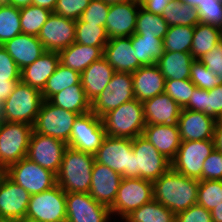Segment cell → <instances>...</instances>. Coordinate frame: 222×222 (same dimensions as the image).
<instances>
[{
  "label": "cell",
  "mask_w": 222,
  "mask_h": 222,
  "mask_svg": "<svg viewBox=\"0 0 222 222\" xmlns=\"http://www.w3.org/2000/svg\"><path fill=\"white\" fill-rule=\"evenodd\" d=\"M153 199L175 215L197 204L199 180L188 178L170 168L153 181Z\"/></svg>",
  "instance_id": "6da1fadb"
},
{
  "label": "cell",
  "mask_w": 222,
  "mask_h": 222,
  "mask_svg": "<svg viewBox=\"0 0 222 222\" xmlns=\"http://www.w3.org/2000/svg\"><path fill=\"white\" fill-rule=\"evenodd\" d=\"M94 162V155L67 147L56 174L57 185L66 193H89Z\"/></svg>",
  "instance_id": "7a4b0ae2"
},
{
  "label": "cell",
  "mask_w": 222,
  "mask_h": 222,
  "mask_svg": "<svg viewBox=\"0 0 222 222\" xmlns=\"http://www.w3.org/2000/svg\"><path fill=\"white\" fill-rule=\"evenodd\" d=\"M105 135L133 139L142 135L146 126L143 102L136 98L121 104L102 117Z\"/></svg>",
  "instance_id": "3957f363"
},
{
  "label": "cell",
  "mask_w": 222,
  "mask_h": 222,
  "mask_svg": "<svg viewBox=\"0 0 222 222\" xmlns=\"http://www.w3.org/2000/svg\"><path fill=\"white\" fill-rule=\"evenodd\" d=\"M44 99L41 91L21 81L0 105V116L5 122L34 125Z\"/></svg>",
  "instance_id": "277c9868"
},
{
  "label": "cell",
  "mask_w": 222,
  "mask_h": 222,
  "mask_svg": "<svg viewBox=\"0 0 222 222\" xmlns=\"http://www.w3.org/2000/svg\"><path fill=\"white\" fill-rule=\"evenodd\" d=\"M153 199L152 181L142 178H122L116 199L110 207V213L123 221L134 210ZM118 216V217H115Z\"/></svg>",
  "instance_id": "5b68a950"
},
{
  "label": "cell",
  "mask_w": 222,
  "mask_h": 222,
  "mask_svg": "<svg viewBox=\"0 0 222 222\" xmlns=\"http://www.w3.org/2000/svg\"><path fill=\"white\" fill-rule=\"evenodd\" d=\"M94 158L95 162L111 168L123 178H134L132 139L105 136Z\"/></svg>",
  "instance_id": "8992f818"
},
{
  "label": "cell",
  "mask_w": 222,
  "mask_h": 222,
  "mask_svg": "<svg viewBox=\"0 0 222 222\" xmlns=\"http://www.w3.org/2000/svg\"><path fill=\"white\" fill-rule=\"evenodd\" d=\"M33 126L26 123L5 122L0 129V167L7 169L27 157Z\"/></svg>",
  "instance_id": "52a82bcc"
},
{
  "label": "cell",
  "mask_w": 222,
  "mask_h": 222,
  "mask_svg": "<svg viewBox=\"0 0 222 222\" xmlns=\"http://www.w3.org/2000/svg\"><path fill=\"white\" fill-rule=\"evenodd\" d=\"M5 175L31 195L50 190L57 185L55 173L27 157L8 167Z\"/></svg>",
  "instance_id": "ba28073f"
},
{
  "label": "cell",
  "mask_w": 222,
  "mask_h": 222,
  "mask_svg": "<svg viewBox=\"0 0 222 222\" xmlns=\"http://www.w3.org/2000/svg\"><path fill=\"white\" fill-rule=\"evenodd\" d=\"M77 117V113L64 110L44 100L33 125V131L68 144Z\"/></svg>",
  "instance_id": "9c48e42d"
},
{
  "label": "cell",
  "mask_w": 222,
  "mask_h": 222,
  "mask_svg": "<svg viewBox=\"0 0 222 222\" xmlns=\"http://www.w3.org/2000/svg\"><path fill=\"white\" fill-rule=\"evenodd\" d=\"M66 217V192L59 185L31 195L26 218L39 222H66Z\"/></svg>",
  "instance_id": "30bf717a"
},
{
  "label": "cell",
  "mask_w": 222,
  "mask_h": 222,
  "mask_svg": "<svg viewBox=\"0 0 222 222\" xmlns=\"http://www.w3.org/2000/svg\"><path fill=\"white\" fill-rule=\"evenodd\" d=\"M132 149L134 151V178L153 182L171 168V162L142 135L132 139Z\"/></svg>",
  "instance_id": "8fae6325"
},
{
  "label": "cell",
  "mask_w": 222,
  "mask_h": 222,
  "mask_svg": "<svg viewBox=\"0 0 222 222\" xmlns=\"http://www.w3.org/2000/svg\"><path fill=\"white\" fill-rule=\"evenodd\" d=\"M214 149L213 140L182 141L171 168L188 178L202 180L203 163Z\"/></svg>",
  "instance_id": "7c38bea8"
},
{
  "label": "cell",
  "mask_w": 222,
  "mask_h": 222,
  "mask_svg": "<svg viewBox=\"0 0 222 222\" xmlns=\"http://www.w3.org/2000/svg\"><path fill=\"white\" fill-rule=\"evenodd\" d=\"M105 136L102 119L90 111L75 119L67 146L94 155Z\"/></svg>",
  "instance_id": "4fadbf2b"
},
{
  "label": "cell",
  "mask_w": 222,
  "mask_h": 222,
  "mask_svg": "<svg viewBox=\"0 0 222 222\" xmlns=\"http://www.w3.org/2000/svg\"><path fill=\"white\" fill-rule=\"evenodd\" d=\"M132 99H135V96L131 73L114 72L109 84L91 103V111L101 118L104 114Z\"/></svg>",
  "instance_id": "5bb4252c"
},
{
  "label": "cell",
  "mask_w": 222,
  "mask_h": 222,
  "mask_svg": "<svg viewBox=\"0 0 222 222\" xmlns=\"http://www.w3.org/2000/svg\"><path fill=\"white\" fill-rule=\"evenodd\" d=\"M67 147L61 140L32 131L27 158L57 174Z\"/></svg>",
  "instance_id": "9a60e30c"
},
{
  "label": "cell",
  "mask_w": 222,
  "mask_h": 222,
  "mask_svg": "<svg viewBox=\"0 0 222 222\" xmlns=\"http://www.w3.org/2000/svg\"><path fill=\"white\" fill-rule=\"evenodd\" d=\"M66 222H112L110 208L89 193H66Z\"/></svg>",
  "instance_id": "2e32d148"
},
{
  "label": "cell",
  "mask_w": 222,
  "mask_h": 222,
  "mask_svg": "<svg viewBox=\"0 0 222 222\" xmlns=\"http://www.w3.org/2000/svg\"><path fill=\"white\" fill-rule=\"evenodd\" d=\"M76 20L51 13L42 26L38 39L46 51H57L67 48L75 42Z\"/></svg>",
  "instance_id": "e0dca14e"
},
{
  "label": "cell",
  "mask_w": 222,
  "mask_h": 222,
  "mask_svg": "<svg viewBox=\"0 0 222 222\" xmlns=\"http://www.w3.org/2000/svg\"><path fill=\"white\" fill-rule=\"evenodd\" d=\"M30 197V193L5 175L0 182V220L24 219Z\"/></svg>",
  "instance_id": "ac0fdd59"
},
{
  "label": "cell",
  "mask_w": 222,
  "mask_h": 222,
  "mask_svg": "<svg viewBox=\"0 0 222 222\" xmlns=\"http://www.w3.org/2000/svg\"><path fill=\"white\" fill-rule=\"evenodd\" d=\"M122 176L111 168L94 162L89 194L97 202L111 207L116 199Z\"/></svg>",
  "instance_id": "d6986e66"
},
{
  "label": "cell",
  "mask_w": 222,
  "mask_h": 222,
  "mask_svg": "<svg viewBox=\"0 0 222 222\" xmlns=\"http://www.w3.org/2000/svg\"><path fill=\"white\" fill-rule=\"evenodd\" d=\"M140 6L134 0L110 5L105 23L109 39L130 37L134 34Z\"/></svg>",
  "instance_id": "ffe728a7"
},
{
  "label": "cell",
  "mask_w": 222,
  "mask_h": 222,
  "mask_svg": "<svg viewBox=\"0 0 222 222\" xmlns=\"http://www.w3.org/2000/svg\"><path fill=\"white\" fill-rule=\"evenodd\" d=\"M217 120L203 112L182 108L178 129L182 141L213 140Z\"/></svg>",
  "instance_id": "44dd1931"
},
{
  "label": "cell",
  "mask_w": 222,
  "mask_h": 222,
  "mask_svg": "<svg viewBox=\"0 0 222 222\" xmlns=\"http://www.w3.org/2000/svg\"><path fill=\"white\" fill-rule=\"evenodd\" d=\"M103 57L115 72L133 73L142 66L136 59L130 37L109 39L104 47Z\"/></svg>",
  "instance_id": "7402d4cb"
},
{
  "label": "cell",
  "mask_w": 222,
  "mask_h": 222,
  "mask_svg": "<svg viewBox=\"0 0 222 222\" xmlns=\"http://www.w3.org/2000/svg\"><path fill=\"white\" fill-rule=\"evenodd\" d=\"M146 124L178 126L182 108L169 97L161 93L143 102Z\"/></svg>",
  "instance_id": "603a6c76"
},
{
  "label": "cell",
  "mask_w": 222,
  "mask_h": 222,
  "mask_svg": "<svg viewBox=\"0 0 222 222\" xmlns=\"http://www.w3.org/2000/svg\"><path fill=\"white\" fill-rule=\"evenodd\" d=\"M135 98L144 102L165 91V78L157 64L141 66L131 73Z\"/></svg>",
  "instance_id": "cb8c5ba5"
},
{
  "label": "cell",
  "mask_w": 222,
  "mask_h": 222,
  "mask_svg": "<svg viewBox=\"0 0 222 222\" xmlns=\"http://www.w3.org/2000/svg\"><path fill=\"white\" fill-rule=\"evenodd\" d=\"M2 47L13 58L20 70L32 64L46 52L38 36L24 33L16 35L5 42Z\"/></svg>",
  "instance_id": "d4e9b609"
},
{
  "label": "cell",
  "mask_w": 222,
  "mask_h": 222,
  "mask_svg": "<svg viewBox=\"0 0 222 222\" xmlns=\"http://www.w3.org/2000/svg\"><path fill=\"white\" fill-rule=\"evenodd\" d=\"M142 136L170 162H172L181 145L178 126L146 124Z\"/></svg>",
  "instance_id": "484cf974"
},
{
  "label": "cell",
  "mask_w": 222,
  "mask_h": 222,
  "mask_svg": "<svg viewBox=\"0 0 222 222\" xmlns=\"http://www.w3.org/2000/svg\"><path fill=\"white\" fill-rule=\"evenodd\" d=\"M60 63L57 51H46L32 64L21 69L20 81L42 91L47 79L55 72Z\"/></svg>",
  "instance_id": "4316f807"
},
{
  "label": "cell",
  "mask_w": 222,
  "mask_h": 222,
  "mask_svg": "<svg viewBox=\"0 0 222 222\" xmlns=\"http://www.w3.org/2000/svg\"><path fill=\"white\" fill-rule=\"evenodd\" d=\"M113 67L104 57L91 63L81 73V84L87 99L92 103L109 84L114 75Z\"/></svg>",
  "instance_id": "83f0119b"
},
{
  "label": "cell",
  "mask_w": 222,
  "mask_h": 222,
  "mask_svg": "<svg viewBox=\"0 0 222 222\" xmlns=\"http://www.w3.org/2000/svg\"><path fill=\"white\" fill-rule=\"evenodd\" d=\"M58 53L61 64L81 74L91 63L103 57L104 47L86 46L74 42Z\"/></svg>",
  "instance_id": "f1b7e54d"
},
{
  "label": "cell",
  "mask_w": 222,
  "mask_h": 222,
  "mask_svg": "<svg viewBox=\"0 0 222 222\" xmlns=\"http://www.w3.org/2000/svg\"><path fill=\"white\" fill-rule=\"evenodd\" d=\"M195 59L191 53L164 51L157 65L165 80L190 79L191 65Z\"/></svg>",
  "instance_id": "f546056e"
},
{
  "label": "cell",
  "mask_w": 222,
  "mask_h": 222,
  "mask_svg": "<svg viewBox=\"0 0 222 222\" xmlns=\"http://www.w3.org/2000/svg\"><path fill=\"white\" fill-rule=\"evenodd\" d=\"M48 101L57 107L78 115L91 111V102L85 95L81 81L53 95Z\"/></svg>",
  "instance_id": "4dcf8cb0"
},
{
  "label": "cell",
  "mask_w": 222,
  "mask_h": 222,
  "mask_svg": "<svg viewBox=\"0 0 222 222\" xmlns=\"http://www.w3.org/2000/svg\"><path fill=\"white\" fill-rule=\"evenodd\" d=\"M131 44L136 53V59L142 66L157 64L164 54L163 40L156 37L130 36Z\"/></svg>",
  "instance_id": "1f68e13d"
},
{
  "label": "cell",
  "mask_w": 222,
  "mask_h": 222,
  "mask_svg": "<svg viewBox=\"0 0 222 222\" xmlns=\"http://www.w3.org/2000/svg\"><path fill=\"white\" fill-rule=\"evenodd\" d=\"M221 40L222 31L220 28L200 22L194 26L190 53L195 60H198L215 47V45Z\"/></svg>",
  "instance_id": "d6a6232c"
},
{
  "label": "cell",
  "mask_w": 222,
  "mask_h": 222,
  "mask_svg": "<svg viewBox=\"0 0 222 222\" xmlns=\"http://www.w3.org/2000/svg\"><path fill=\"white\" fill-rule=\"evenodd\" d=\"M161 16L168 26H196L200 23L197 9L181 0H171Z\"/></svg>",
  "instance_id": "836d02e7"
},
{
  "label": "cell",
  "mask_w": 222,
  "mask_h": 222,
  "mask_svg": "<svg viewBox=\"0 0 222 222\" xmlns=\"http://www.w3.org/2000/svg\"><path fill=\"white\" fill-rule=\"evenodd\" d=\"M122 222H176V215L152 199L129 214Z\"/></svg>",
  "instance_id": "e575fe53"
},
{
  "label": "cell",
  "mask_w": 222,
  "mask_h": 222,
  "mask_svg": "<svg viewBox=\"0 0 222 222\" xmlns=\"http://www.w3.org/2000/svg\"><path fill=\"white\" fill-rule=\"evenodd\" d=\"M81 74L59 63L55 72L47 79L44 89L41 91L44 100H49L53 95L67 87L78 84Z\"/></svg>",
  "instance_id": "d590c367"
},
{
  "label": "cell",
  "mask_w": 222,
  "mask_h": 222,
  "mask_svg": "<svg viewBox=\"0 0 222 222\" xmlns=\"http://www.w3.org/2000/svg\"><path fill=\"white\" fill-rule=\"evenodd\" d=\"M167 29V22L161 15L148 12L140 6L137 14L135 34L156 37L163 40Z\"/></svg>",
  "instance_id": "8d00e7d4"
},
{
  "label": "cell",
  "mask_w": 222,
  "mask_h": 222,
  "mask_svg": "<svg viewBox=\"0 0 222 222\" xmlns=\"http://www.w3.org/2000/svg\"><path fill=\"white\" fill-rule=\"evenodd\" d=\"M194 26H168L163 38L164 51L190 53Z\"/></svg>",
  "instance_id": "74e56055"
},
{
  "label": "cell",
  "mask_w": 222,
  "mask_h": 222,
  "mask_svg": "<svg viewBox=\"0 0 222 222\" xmlns=\"http://www.w3.org/2000/svg\"><path fill=\"white\" fill-rule=\"evenodd\" d=\"M21 33L20 8L8 3L0 5V45Z\"/></svg>",
  "instance_id": "f35d334b"
},
{
  "label": "cell",
  "mask_w": 222,
  "mask_h": 222,
  "mask_svg": "<svg viewBox=\"0 0 222 222\" xmlns=\"http://www.w3.org/2000/svg\"><path fill=\"white\" fill-rule=\"evenodd\" d=\"M51 13L50 10L32 4L20 8L22 33L38 36Z\"/></svg>",
  "instance_id": "ab89813d"
},
{
  "label": "cell",
  "mask_w": 222,
  "mask_h": 222,
  "mask_svg": "<svg viewBox=\"0 0 222 222\" xmlns=\"http://www.w3.org/2000/svg\"><path fill=\"white\" fill-rule=\"evenodd\" d=\"M109 37L104 26L76 22L75 42L86 46L105 47Z\"/></svg>",
  "instance_id": "60d3db41"
},
{
  "label": "cell",
  "mask_w": 222,
  "mask_h": 222,
  "mask_svg": "<svg viewBox=\"0 0 222 222\" xmlns=\"http://www.w3.org/2000/svg\"><path fill=\"white\" fill-rule=\"evenodd\" d=\"M222 202V180H199L197 204L208 211Z\"/></svg>",
  "instance_id": "b9f144b4"
},
{
  "label": "cell",
  "mask_w": 222,
  "mask_h": 222,
  "mask_svg": "<svg viewBox=\"0 0 222 222\" xmlns=\"http://www.w3.org/2000/svg\"><path fill=\"white\" fill-rule=\"evenodd\" d=\"M190 80L196 87L205 90L222 85V81L216 77V74L199 60H194L191 65Z\"/></svg>",
  "instance_id": "7bdbcfd3"
},
{
  "label": "cell",
  "mask_w": 222,
  "mask_h": 222,
  "mask_svg": "<svg viewBox=\"0 0 222 222\" xmlns=\"http://www.w3.org/2000/svg\"><path fill=\"white\" fill-rule=\"evenodd\" d=\"M196 86L190 79L165 80V93L169 95L181 108L188 102Z\"/></svg>",
  "instance_id": "ee69618b"
},
{
  "label": "cell",
  "mask_w": 222,
  "mask_h": 222,
  "mask_svg": "<svg viewBox=\"0 0 222 222\" xmlns=\"http://www.w3.org/2000/svg\"><path fill=\"white\" fill-rule=\"evenodd\" d=\"M109 9L110 5L103 0H91L89 6L84 10L76 22H86L105 27Z\"/></svg>",
  "instance_id": "f6af8a7d"
},
{
  "label": "cell",
  "mask_w": 222,
  "mask_h": 222,
  "mask_svg": "<svg viewBox=\"0 0 222 222\" xmlns=\"http://www.w3.org/2000/svg\"><path fill=\"white\" fill-rule=\"evenodd\" d=\"M90 2L91 0H58L53 12L62 17L78 20Z\"/></svg>",
  "instance_id": "bcb514c9"
},
{
  "label": "cell",
  "mask_w": 222,
  "mask_h": 222,
  "mask_svg": "<svg viewBox=\"0 0 222 222\" xmlns=\"http://www.w3.org/2000/svg\"><path fill=\"white\" fill-rule=\"evenodd\" d=\"M202 180H222V152L215 150L205 159Z\"/></svg>",
  "instance_id": "7dc6e473"
},
{
  "label": "cell",
  "mask_w": 222,
  "mask_h": 222,
  "mask_svg": "<svg viewBox=\"0 0 222 222\" xmlns=\"http://www.w3.org/2000/svg\"><path fill=\"white\" fill-rule=\"evenodd\" d=\"M198 60L213 71L216 77L222 81V40Z\"/></svg>",
  "instance_id": "c3c4849f"
},
{
  "label": "cell",
  "mask_w": 222,
  "mask_h": 222,
  "mask_svg": "<svg viewBox=\"0 0 222 222\" xmlns=\"http://www.w3.org/2000/svg\"><path fill=\"white\" fill-rule=\"evenodd\" d=\"M205 115L219 121L222 116V85L207 90Z\"/></svg>",
  "instance_id": "681fc988"
},
{
  "label": "cell",
  "mask_w": 222,
  "mask_h": 222,
  "mask_svg": "<svg viewBox=\"0 0 222 222\" xmlns=\"http://www.w3.org/2000/svg\"><path fill=\"white\" fill-rule=\"evenodd\" d=\"M21 70L8 54V52L0 45V79L20 80Z\"/></svg>",
  "instance_id": "f907efd6"
},
{
  "label": "cell",
  "mask_w": 222,
  "mask_h": 222,
  "mask_svg": "<svg viewBox=\"0 0 222 222\" xmlns=\"http://www.w3.org/2000/svg\"><path fill=\"white\" fill-rule=\"evenodd\" d=\"M176 222H213L211 212L195 204L176 214Z\"/></svg>",
  "instance_id": "816d5d0a"
},
{
  "label": "cell",
  "mask_w": 222,
  "mask_h": 222,
  "mask_svg": "<svg viewBox=\"0 0 222 222\" xmlns=\"http://www.w3.org/2000/svg\"><path fill=\"white\" fill-rule=\"evenodd\" d=\"M196 9L201 23L222 29V5L198 6Z\"/></svg>",
  "instance_id": "f5cc1de1"
},
{
  "label": "cell",
  "mask_w": 222,
  "mask_h": 222,
  "mask_svg": "<svg viewBox=\"0 0 222 222\" xmlns=\"http://www.w3.org/2000/svg\"><path fill=\"white\" fill-rule=\"evenodd\" d=\"M207 90L196 87L184 109L204 112L206 110Z\"/></svg>",
  "instance_id": "db71d44e"
},
{
  "label": "cell",
  "mask_w": 222,
  "mask_h": 222,
  "mask_svg": "<svg viewBox=\"0 0 222 222\" xmlns=\"http://www.w3.org/2000/svg\"><path fill=\"white\" fill-rule=\"evenodd\" d=\"M171 0H146L141 7L148 12L156 15H162L163 10Z\"/></svg>",
  "instance_id": "11a10c76"
},
{
  "label": "cell",
  "mask_w": 222,
  "mask_h": 222,
  "mask_svg": "<svg viewBox=\"0 0 222 222\" xmlns=\"http://www.w3.org/2000/svg\"><path fill=\"white\" fill-rule=\"evenodd\" d=\"M20 80L0 79V105L14 91L15 86Z\"/></svg>",
  "instance_id": "9f6ffc18"
},
{
  "label": "cell",
  "mask_w": 222,
  "mask_h": 222,
  "mask_svg": "<svg viewBox=\"0 0 222 222\" xmlns=\"http://www.w3.org/2000/svg\"><path fill=\"white\" fill-rule=\"evenodd\" d=\"M215 150L222 152V120L217 121L213 135Z\"/></svg>",
  "instance_id": "6f0895ef"
},
{
  "label": "cell",
  "mask_w": 222,
  "mask_h": 222,
  "mask_svg": "<svg viewBox=\"0 0 222 222\" xmlns=\"http://www.w3.org/2000/svg\"><path fill=\"white\" fill-rule=\"evenodd\" d=\"M192 7L209 6V5H222V0H181Z\"/></svg>",
  "instance_id": "680465c9"
},
{
  "label": "cell",
  "mask_w": 222,
  "mask_h": 222,
  "mask_svg": "<svg viewBox=\"0 0 222 222\" xmlns=\"http://www.w3.org/2000/svg\"><path fill=\"white\" fill-rule=\"evenodd\" d=\"M57 1L58 0H31V4L53 12Z\"/></svg>",
  "instance_id": "91938a15"
},
{
  "label": "cell",
  "mask_w": 222,
  "mask_h": 222,
  "mask_svg": "<svg viewBox=\"0 0 222 222\" xmlns=\"http://www.w3.org/2000/svg\"><path fill=\"white\" fill-rule=\"evenodd\" d=\"M210 212L213 222H222V202L216 205Z\"/></svg>",
  "instance_id": "94428289"
},
{
  "label": "cell",
  "mask_w": 222,
  "mask_h": 222,
  "mask_svg": "<svg viewBox=\"0 0 222 222\" xmlns=\"http://www.w3.org/2000/svg\"><path fill=\"white\" fill-rule=\"evenodd\" d=\"M17 8H23L31 4V0H8L7 2Z\"/></svg>",
  "instance_id": "6125c7cd"
},
{
  "label": "cell",
  "mask_w": 222,
  "mask_h": 222,
  "mask_svg": "<svg viewBox=\"0 0 222 222\" xmlns=\"http://www.w3.org/2000/svg\"><path fill=\"white\" fill-rule=\"evenodd\" d=\"M103 1L109 5H113V4H118V3H124L130 0H103Z\"/></svg>",
  "instance_id": "be15d7a7"
},
{
  "label": "cell",
  "mask_w": 222,
  "mask_h": 222,
  "mask_svg": "<svg viewBox=\"0 0 222 222\" xmlns=\"http://www.w3.org/2000/svg\"><path fill=\"white\" fill-rule=\"evenodd\" d=\"M5 176V169H3L2 167H0V182L2 180V178Z\"/></svg>",
  "instance_id": "e7e4bbea"
},
{
  "label": "cell",
  "mask_w": 222,
  "mask_h": 222,
  "mask_svg": "<svg viewBox=\"0 0 222 222\" xmlns=\"http://www.w3.org/2000/svg\"><path fill=\"white\" fill-rule=\"evenodd\" d=\"M18 222H39V221H35V220H32V219H29V218H24L22 220H19Z\"/></svg>",
  "instance_id": "03108f58"
},
{
  "label": "cell",
  "mask_w": 222,
  "mask_h": 222,
  "mask_svg": "<svg viewBox=\"0 0 222 222\" xmlns=\"http://www.w3.org/2000/svg\"><path fill=\"white\" fill-rule=\"evenodd\" d=\"M137 4H142L143 2H145L146 0H134Z\"/></svg>",
  "instance_id": "003e7915"
},
{
  "label": "cell",
  "mask_w": 222,
  "mask_h": 222,
  "mask_svg": "<svg viewBox=\"0 0 222 222\" xmlns=\"http://www.w3.org/2000/svg\"><path fill=\"white\" fill-rule=\"evenodd\" d=\"M0 222H18L16 220H0Z\"/></svg>",
  "instance_id": "a7ac6f4b"
},
{
  "label": "cell",
  "mask_w": 222,
  "mask_h": 222,
  "mask_svg": "<svg viewBox=\"0 0 222 222\" xmlns=\"http://www.w3.org/2000/svg\"><path fill=\"white\" fill-rule=\"evenodd\" d=\"M7 2H8V0H0V5L7 3Z\"/></svg>",
  "instance_id": "89a4df30"
},
{
  "label": "cell",
  "mask_w": 222,
  "mask_h": 222,
  "mask_svg": "<svg viewBox=\"0 0 222 222\" xmlns=\"http://www.w3.org/2000/svg\"><path fill=\"white\" fill-rule=\"evenodd\" d=\"M2 124H3V120H2V118L0 116V129H1Z\"/></svg>",
  "instance_id": "2644e50d"
}]
</instances>
